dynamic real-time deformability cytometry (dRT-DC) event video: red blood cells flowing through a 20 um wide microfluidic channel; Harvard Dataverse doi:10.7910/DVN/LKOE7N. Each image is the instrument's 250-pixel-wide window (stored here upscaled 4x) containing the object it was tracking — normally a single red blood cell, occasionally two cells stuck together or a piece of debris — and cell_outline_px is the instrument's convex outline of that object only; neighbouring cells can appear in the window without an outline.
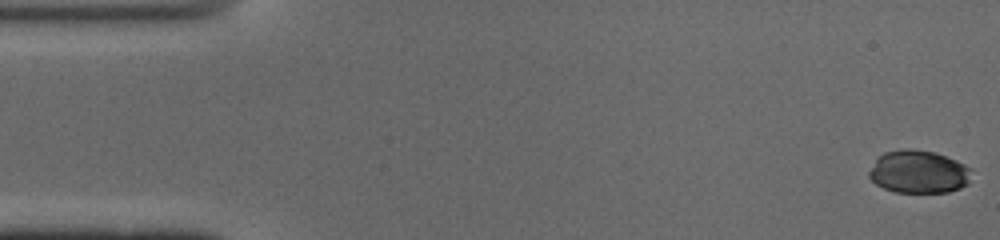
{"species": "common noctule bat (a hibernating species)", "species_latin": "Nyctalus noctula", "temperature_condition": "cold", "stored_images_in_passage": 51, "camera_frame_rate_fps": 3000, "um_per_image_px": 0.085, "animal": {"sex": "male", "body_mass_g": 19.0, "forearm_length_mm": 50.8}, "frame": {"image": 1, "passage_image": 1, "time_ms": 0.0, "image_size_px": [1000, 240], "cell_outline_px": [[972, 168], [968, 184], [960, 188], [948, 192], [896, 192], [884, 188], [876, 184], [868, 176], [868, 172], [876, 160], [884, 152], [904, 148], [908, 148], [932, 152], [956, 160]], "centroid_in_image_um": [78.09, 14.61], "position_along_channel_um": 6.9, "area_um2": 25.49}}
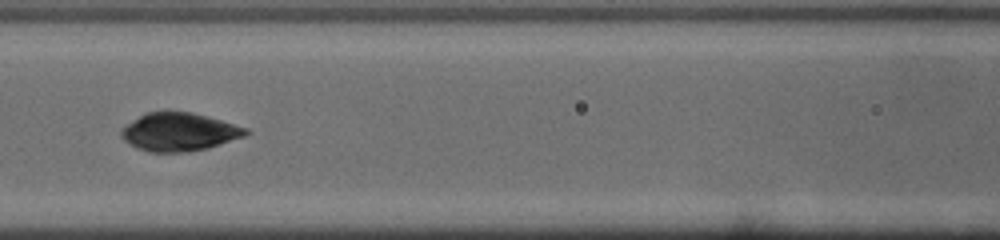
{"frame": {"image": 2, "passage_image": 22, "time_ms": 7.0, "image_size_px": [1000, 240], "cell_outline_px": [[252, 132], [244, 136], [208, 148], [188, 152], [148, 152], [136, 148], [128, 144], [120, 136], [120, 132], [128, 124], [140, 116], [148, 112], [168, 108], [192, 112], [248, 128]], "centroid_in_image_um": [15.21, 11.19], "position_along_channel_um": 151.4, "area_um2": 28.15}}
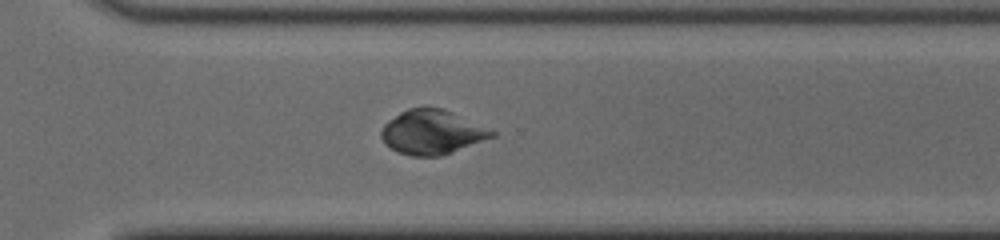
{"frame": {"image": 3, "passage_image": 36, "time_ms": 11.667, "image_size_px": [1000, 240], "cell_outline_px": [[496, 136], [452, 152], [440, 156], [412, 156], [396, 152], [384, 144], [380, 136], [380, 132], [384, 124], [388, 120], [400, 112], [408, 108], [444, 108], [492, 128], [496, 132]], "centroid_in_image_um": [36.74, 11.23], "position_along_channel_um": 333.9, "area_um2": 28.96}, "authors_computed_cell_mechanics": {"area_um2": 28.0908, "velocity_mm_per_s": 3.9084, "shape_relaxation_time_tau1_ms": 8.6556, "shape_relaxation_time_tau2_ms": 0.8988, "deformation_change_tau1": 0.1812, "deformation_change_tau2": 0.0483}}